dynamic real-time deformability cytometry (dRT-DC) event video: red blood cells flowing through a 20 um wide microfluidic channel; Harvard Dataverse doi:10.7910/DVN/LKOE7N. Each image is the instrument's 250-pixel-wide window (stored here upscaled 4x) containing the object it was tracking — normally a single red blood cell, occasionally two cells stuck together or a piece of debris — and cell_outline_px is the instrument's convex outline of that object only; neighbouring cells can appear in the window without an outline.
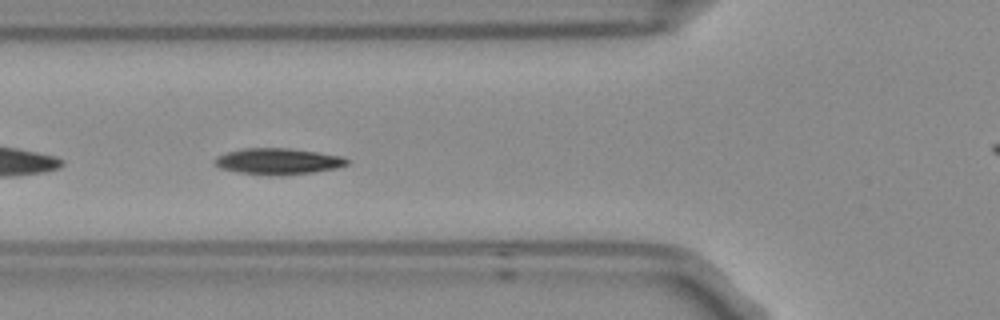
{"species": "Egyptian fruit bat (a non-hibernating species)", "species_latin": "Rousettus aegyptiacus", "temperature_condition": "room temperature", "stored_images_in_passage": 7, "camera_frame_rate_fps": 3000, "um_per_image_px": 0.085, "frame": {"image": 1, "passage_image": 5, "time_ms": 1.333, "image_size_px": [1000, 320], "cell_outline_px": [[348, 164], [336, 168], [312, 172], [284, 176], [272, 176], [236, 172], [220, 168], [216, 164], [216, 156], [228, 152], [244, 148], [288, 148], [316, 152], [340, 156], [348, 160]], "centroid_in_image_um": [23.62, 13.72], "position_along_channel_um": 102.2, "area_um2": 20.11}}